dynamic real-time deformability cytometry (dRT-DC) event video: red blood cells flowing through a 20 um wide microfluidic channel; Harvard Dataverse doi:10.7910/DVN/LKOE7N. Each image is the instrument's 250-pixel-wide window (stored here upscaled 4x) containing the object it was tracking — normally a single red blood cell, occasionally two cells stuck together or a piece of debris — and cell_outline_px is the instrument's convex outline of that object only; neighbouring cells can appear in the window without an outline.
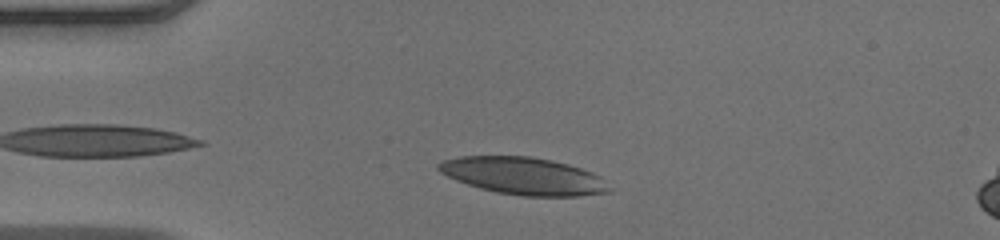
{"species": "human", "species_latin": "Homo sapiens", "temperature_condition": "warm", "stored_images_in_passage": 31, "camera_frame_rate_fps": 3000, "um_per_image_px": 0.085, "donor": {"sex": "male"}, "frame": {"image": 1, "passage_image": 4, "time_ms": 1.0, "image_size_px": [1000, 240], "cell_outline_px": [[612, 192], [580, 196], [524, 196], [496, 192], [480, 188], [456, 180], [440, 172], [436, 168], [436, 164], [440, 160], [460, 156], [532, 156], [552, 160], [568, 164], [592, 172], [600, 176], [612, 188]], "centroid_in_image_um": [44.5, 14.95], "position_along_channel_um": 40.5, "area_um2": 37.34}}
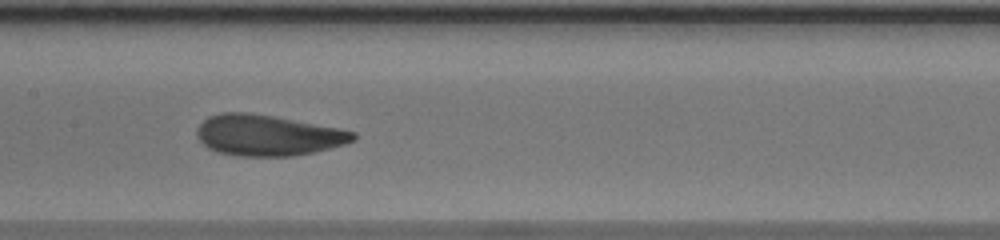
{"frame": {"image": 2, "passage_image": 17, "time_ms": 5.333, "image_size_px": [1000, 240], "cell_outline_px": [[356, 140], [344, 144], [312, 152], [292, 156], [236, 156], [216, 152], [208, 148], [196, 136], [196, 128], [208, 116], [220, 112], [252, 112], [340, 128], [356, 132]], "centroid_in_image_um": [22.73, 11.49], "position_along_channel_um": 184.7, "area_um2": 37.45}}
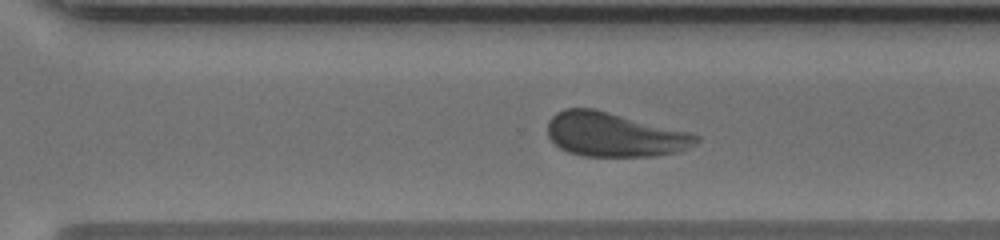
{"frame": {"image": 3, "passage_image": 27, "time_ms": 8.667, "image_size_px": [1000, 240], "cell_outline_px": [[700, 140], [696, 144], [680, 152], [656, 156], [584, 156], [568, 152], [560, 148], [548, 136], [548, 120], [556, 112], [564, 108], [592, 108], [692, 132], [700, 136]], "centroid_in_image_um": [52.25, 11.44], "position_along_channel_um": 318.3, "area_um2": 38.49}, "authors_computed_cell_mechanics": {"area_um2": 37.6856, "velocity_mm_per_s": 4.0213, "shape_relaxation_time_tau1_ms": 2.7037, "shape_relaxation_time_tau2_ms": 1.4667, "deformation_change_tau1": 0.1164, "deformation_change_tau2": 0.064}}